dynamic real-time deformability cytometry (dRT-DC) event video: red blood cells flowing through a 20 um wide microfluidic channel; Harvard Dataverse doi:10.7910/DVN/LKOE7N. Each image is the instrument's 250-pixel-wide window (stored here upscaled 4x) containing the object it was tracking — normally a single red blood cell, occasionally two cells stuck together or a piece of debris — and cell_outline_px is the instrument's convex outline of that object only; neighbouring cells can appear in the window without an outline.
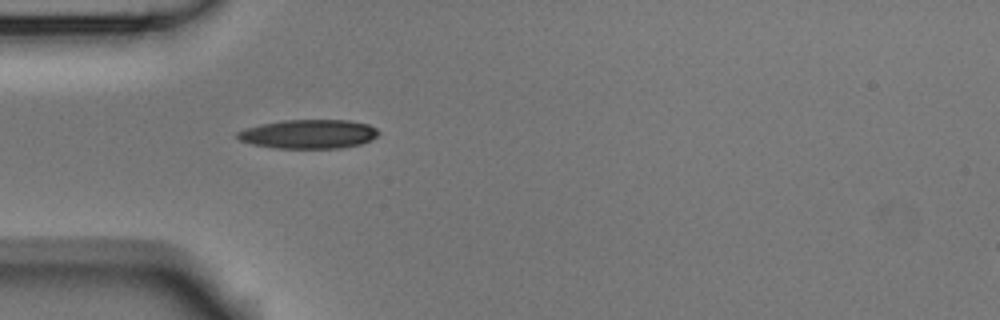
{"species": "Egyptian fruit bat (a non-hibernating species)", "species_latin": "Rousettus aegyptiacus", "temperature_condition": "room temperature", "stored_images_in_passage": 1, "camera_frame_rate_fps": 3000, "um_per_image_px": 0.085, "animal": {"sex": "male"}, "frame": {"image": 1, "passage_image": 1, "time_ms": 0.0, "image_size_px": [1000, 320], "cell_outline_px": [[380, 132], [376, 136], [360, 144], [340, 148], [276, 148], [252, 144], [240, 140], [236, 136], [236, 132], [248, 128], [264, 124], [284, 120], [348, 120], [368, 124], [376, 128]], "centroid_in_image_um": [26.25, 11.39], "position_along_channel_um": 58.8, "area_um2": 23.58}}